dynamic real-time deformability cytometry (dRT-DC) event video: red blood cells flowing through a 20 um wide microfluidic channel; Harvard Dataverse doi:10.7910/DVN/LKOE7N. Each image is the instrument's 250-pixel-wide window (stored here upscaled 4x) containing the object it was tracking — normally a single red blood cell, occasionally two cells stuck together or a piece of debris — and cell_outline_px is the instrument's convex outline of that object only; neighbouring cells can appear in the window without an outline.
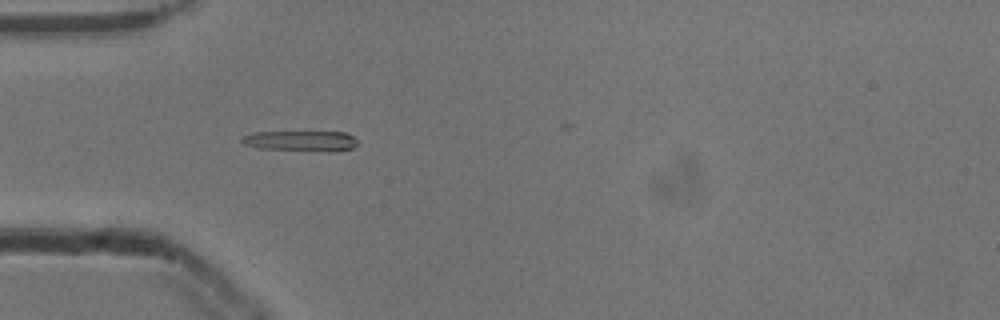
{"species": "common noctule bat (a hibernating species)", "species_latin": "Nyctalus noctula", "temperature_condition": "cold", "stored_images_in_passage": 39, "camera_frame_rate_fps": 3000, "um_per_image_px": 0.085, "animal": {"sex": "male", "body_mass_g": 13.3}, "frame": {"image": 1, "passage_image": 9, "time_ms": 2.667, "image_size_px": [1000, 320], "cell_outline_px": [[356, 148], [332, 152], [256, 148], [244, 144], [240, 140], [244, 136], [252, 132], [344, 132], [352, 136], [356, 140]], "centroid_in_image_um": [25.59, 11.99], "position_along_channel_um": 59.4, "area_um2": 13.93}}
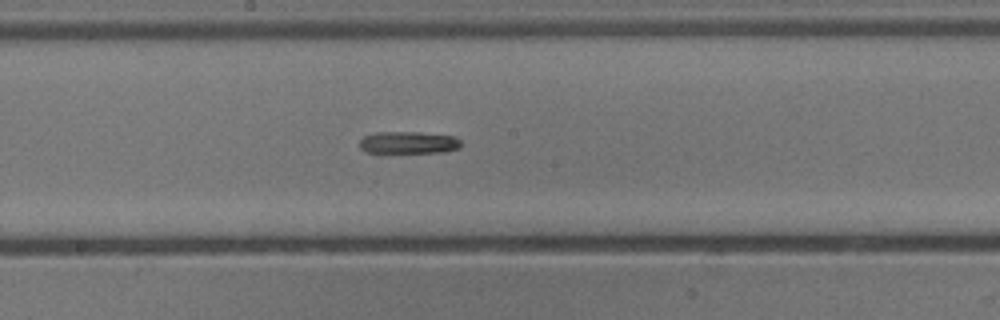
{"frame": {"image": 2, "passage_image": 21, "time_ms": 6.667, "image_size_px": [1000, 320], "cell_outline_px": [[460, 148], [444, 152], [364, 152], [360, 148], [360, 140], [364, 136], [376, 132], [420, 132], [452, 136], [460, 140]], "centroid_in_image_um": [34.7, 12.11], "position_along_channel_um": 213.5, "area_um2": 13.01}}
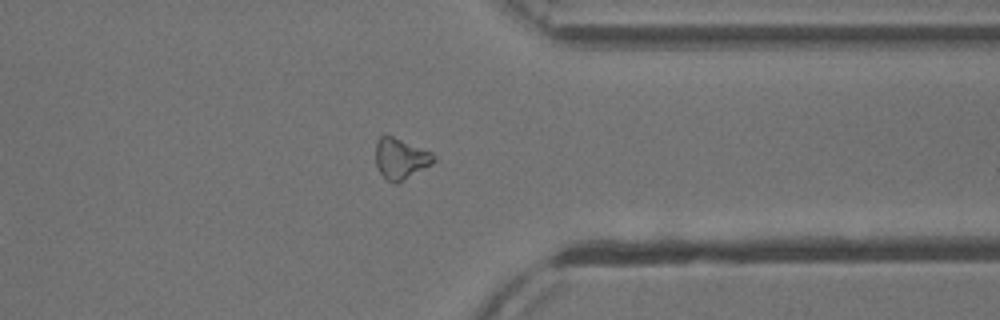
{"frame": {"image": 3, "passage_image": 34, "time_ms": 11.0, "image_size_px": [1000, 320], "cell_outline_px": [[436, 160], [432, 164], [396, 184], [388, 180], [376, 168], [376, 140], [380, 136], [392, 136], [432, 152], [436, 156]], "centroid_in_image_um": [34.06, 13.48], "position_along_channel_um": 377.3, "area_um2": 13.7}}